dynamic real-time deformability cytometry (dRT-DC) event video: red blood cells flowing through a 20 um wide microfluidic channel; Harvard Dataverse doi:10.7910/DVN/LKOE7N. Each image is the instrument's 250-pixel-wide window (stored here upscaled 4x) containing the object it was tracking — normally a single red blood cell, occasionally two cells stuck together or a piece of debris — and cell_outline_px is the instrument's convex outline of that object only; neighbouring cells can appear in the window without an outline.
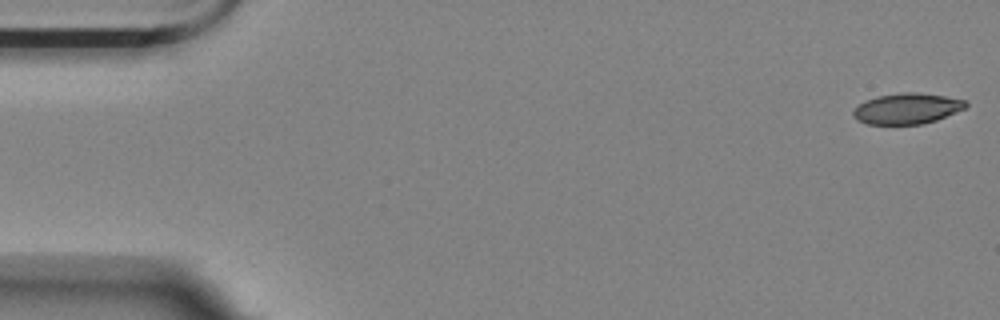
{"species": "Egyptian fruit bat (a non-hibernating species)", "species_latin": "Rousettus aegyptiacus", "temperature_condition": "room temperature", "stored_images_in_passage": 57, "segment_of_instrument_passage": [1, 2], "camera_frame_rate_fps": 3000, "um_per_image_px": 0.085, "animal": {"sex": "female"}, "frame": {"image": 1, "passage_image": 1, "time_ms": 0.0, "image_size_px": [1000, 320], "cell_outline_px": [[968, 104], [964, 108], [936, 120], [924, 124], [868, 124], [856, 120], [852, 116], [852, 112], [864, 100], [880, 96], [900, 92], [916, 92], [944, 96], [968, 100]], "centroid_in_image_um": [77.09, 9.23], "position_along_channel_um": 7.9, "area_um2": 20.11}}
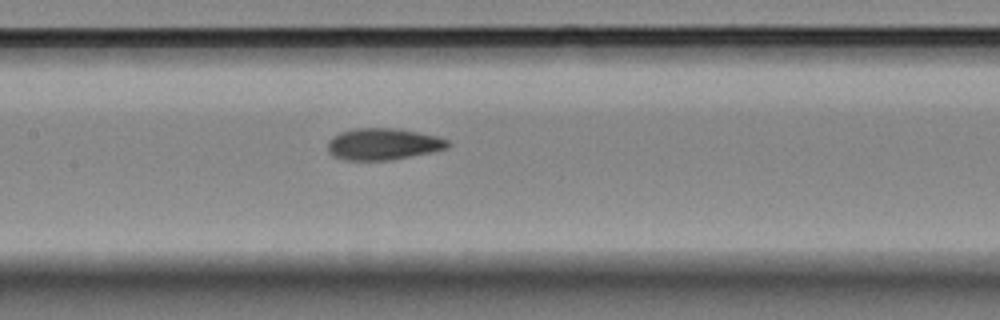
{"frame": {"image": 2, "passage_image": 26, "time_ms": 8.333, "image_size_px": [1000, 320], "cell_outline_px": [[452, 144], [448, 148], [432, 152], [392, 160], [344, 160], [332, 156], [328, 152], [328, 140], [332, 136], [340, 132], [352, 128], [396, 128], [436, 136], [448, 140]], "centroid_in_image_um": [32.54, 12.25], "position_along_channel_um": 174.9, "area_um2": 22.37}}
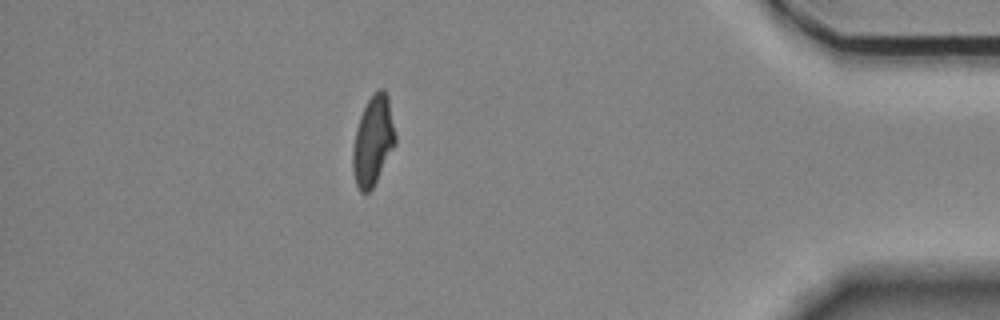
{"frame": {"image": 3, "passage_image": 49, "time_ms": 16.0, "image_size_px": [1000, 320], "cell_outline_px": [[396, 144], [372, 188], [368, 192], [360, 192], [356, 184], [352, 168], [352, 152], [356, 128], [360, 116], [368, 100], [380, 88], [384, 88], [388, 96], [396, 136]], "centroid_in_image_um": [31.71, 11.97], "position_along_channel_um": 403.5, "area_um2": 22.02}}